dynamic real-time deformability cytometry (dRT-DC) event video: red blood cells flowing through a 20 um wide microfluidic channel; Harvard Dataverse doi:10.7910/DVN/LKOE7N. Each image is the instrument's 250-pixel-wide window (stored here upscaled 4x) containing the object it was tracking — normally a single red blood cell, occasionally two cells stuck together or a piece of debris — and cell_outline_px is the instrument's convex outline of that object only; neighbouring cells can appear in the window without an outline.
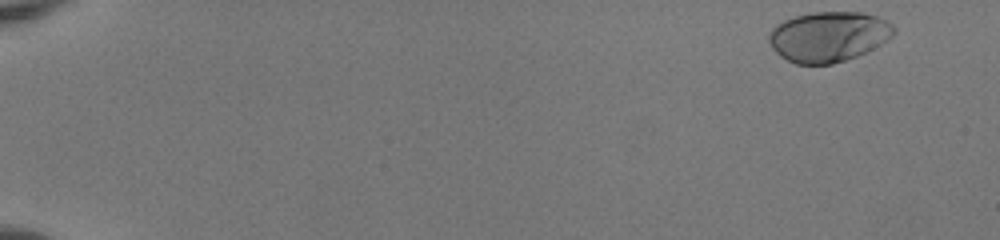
{"species": "human", "species_latin": "Homo sapiens", "temperature_condition": "room temperature", "stored_images_in_passage": 50, "camera_frame_rate_fps": 3000, "um_per_image_px": 0.085, "donor": {"sex": "female"}, "frame": {"image": 1, "passage_image": 1, "time_ms": 0.0, "image_size_px": [1000, 240], "cell_outline_px": [[896, 32], [888, 40], [868, 52], [832, 64], [796, 64], [780, 56], [772, 48], [768, 40], [768, 36], [772, 28], [776, 24], [784, 20], [796, 16], [812, 12], [864, 12], [876, 16], [892, 24], [896, 28]], "centroid_in_image_um": [70.44, 3.11], "position_along_channel_um": 14.6, "area_um2": 36.76}}
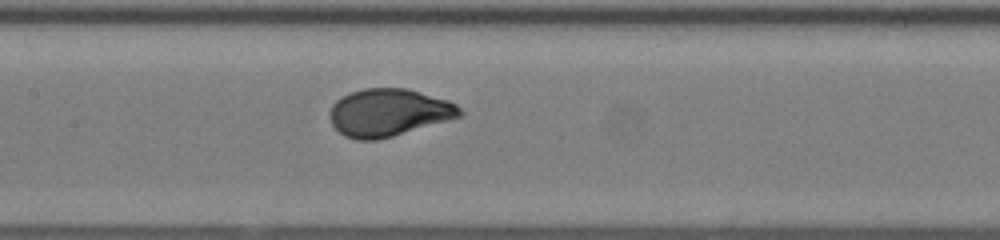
{"frame": {"image": 2, "passage_image": 26, "time_ms": 8.333, "image_size_px": [1000, 240], "cell_outline_px": [[464, 112], [460, 116], [448, 120], [392, 136], [376, 140], [356, 140], [344, 136], [332, 124], [328, 112], [332, 104], [336, 100], [352, 92], [364, 88], [408, 88], [448, 100], [456, 104]], "centroid_in_image_um": [33.02, 9.56], "position_along_channel_um": 174.4, "area_um2": 35.89}}
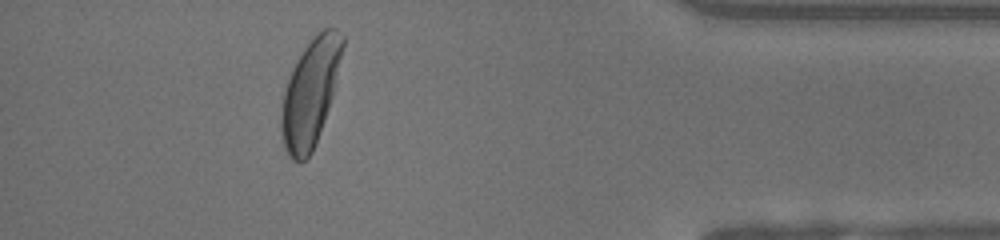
{"frame": {"image": 3, "passage_image": 46, "time_ms": 15.0, "image_size_px": [1000, 240], "cell_outline_px": [[344, 44], [332, 96], [320, 132], [312, 152], [300, 164], [292, 160], [288, 156], [284, 148], [280, 132], [280, 108], [284, 88], [296, 60], [312, 36], [324, 28], [336, 28], [344, 36]], "centroid_in_image_um": [26.34, 7.91], "position_along_channel_um": 408.9, "area_um2": 38.38}, "authors_computed_cell_mechanics": {"area_um2": 35.8071, "velocity_mm_per_s": 4.0114, "shape_relaxation_time_tau1_ms": 2.4788, "shape_relaxation_time_tau2_ms": null, "deformation_change_tau1": 0.1652, "deformation_change_tau2": null}}